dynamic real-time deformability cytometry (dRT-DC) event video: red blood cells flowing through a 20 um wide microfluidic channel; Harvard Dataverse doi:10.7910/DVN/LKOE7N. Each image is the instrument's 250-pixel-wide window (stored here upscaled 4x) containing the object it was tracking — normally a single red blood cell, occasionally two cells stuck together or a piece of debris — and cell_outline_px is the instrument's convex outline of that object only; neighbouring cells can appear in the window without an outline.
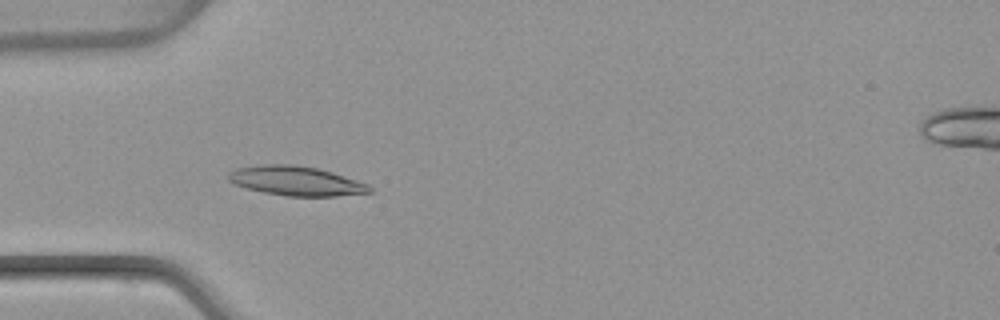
{"species": "common noctule bat (a hibernating species)", "species_latin": "Nyctalus noctula", "temperature_condition": "warm", "stored_images_in_passage": 51, "camera_frame_rate_fps": 3000, "um_per_image_px": 0.085, "animal": {"sex": "female", "body_mass_g": 22.7, "forearm_length_mm": 54.2}, "frame": {"image": 1, "passage_image": 16, "time_ms": 5.0, "image_size_px": [1000, 320], "cell_outline_px": [[372, 192], [336, 196], [288, 196], [264, 192], [232, 184], [228, 180], [228, 172], [236, 168], [264, 164], [296, 164], [316, 168], [332, 172], [368, 184], [372, 188]], "centroid_in_image_um": [25.14, 15.37], "position_along_channel_um": 59.9, "area_um2": 24.16}}
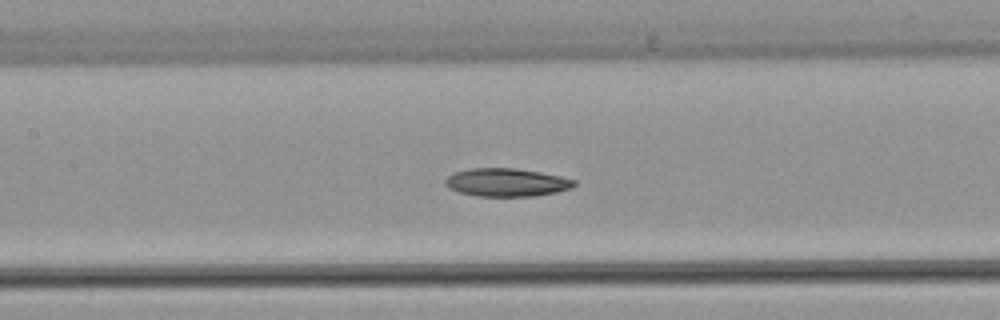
{"frame": {"image": 2, "passage_image": 24, "time_ms": 7.667, "image_size_px": [1000, 320], "cell_outline_px": [[576, 184], [572, 188], [556, 192], [536, 196], [476, 196], [460, 192], [448, 188], [444, 184], [444, 180], [448, 176], [456, 172], [468, 168], [516, 168], [540, 172], [576, 180]], "centroid_in_image_um": [43.04, 15.5], "position_along_channel_um": 164.4, "area_um2": 21.15}}
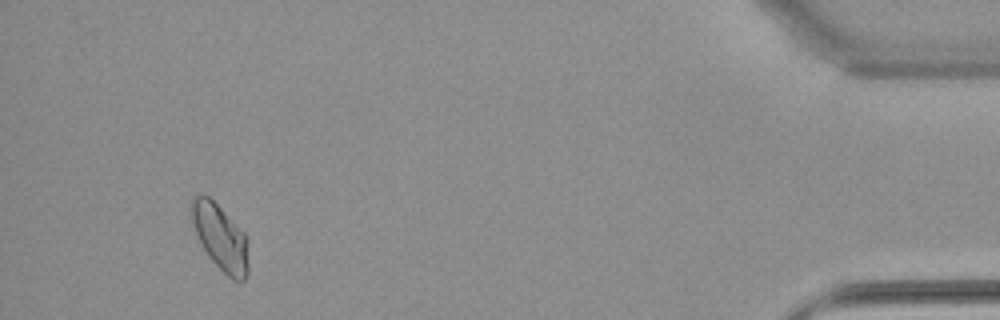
{"frame": {"image": 3, "passage_image": 48, "time_ms": 15.667, "image_size_px": [1000, 320], "cell_outline_px": [[248, 276], [240, 284], [232, 280], [212, 260], [200, 244], [188, 208], [188, 204], [192, 196], [208, 196], [244, 232], [248, 240]], "centroid_in_image_um": [18.73, 20.2], "position_along_channel_um": 416.5, "area_um2": 22.02}}